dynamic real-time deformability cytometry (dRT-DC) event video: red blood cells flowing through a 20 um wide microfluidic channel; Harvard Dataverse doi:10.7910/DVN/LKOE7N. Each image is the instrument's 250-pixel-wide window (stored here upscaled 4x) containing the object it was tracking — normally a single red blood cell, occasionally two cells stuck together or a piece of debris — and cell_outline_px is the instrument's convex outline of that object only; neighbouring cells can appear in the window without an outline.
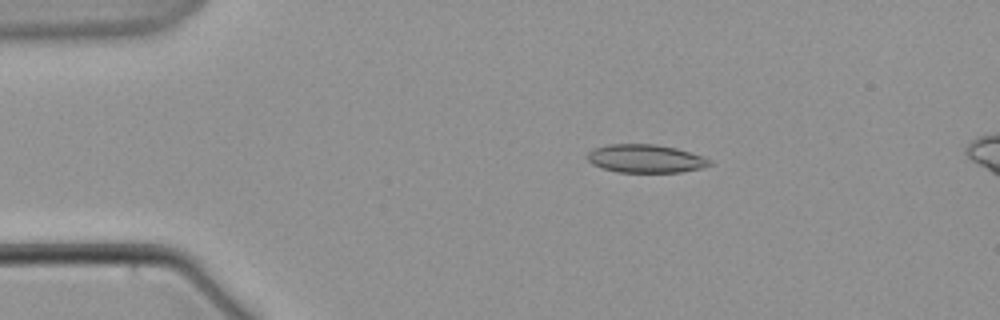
{"species": "common noctule bat (a hibernating species)", "species_latin": "Nyctalus noctula", "temperature_condition": "warm", "stored_images_in_passage": 6, "camera_frame_rate_fps": 3000, "um_per_image_px": 0.085, "animal": {"sex": "male", "body_mass_g": 21.5, "forearm_length_mm": 52.0}, "frame": {"image": 1, "passage_image": 4, "time_ms": 3.667, "image_size_px": [1000, 320], "cell_outline_px": [[712, 164], [700, 168], [680, 172], [616, 172], [600, 168], [592, 164], [584, 156], [592, 148], [608, 144], [656, 144], [676, 148], [712, 160]], "centroid_in_image_um": [54.79, 13.48], "position_along_channel_um": 30.2, "area_um2": 20.23}}